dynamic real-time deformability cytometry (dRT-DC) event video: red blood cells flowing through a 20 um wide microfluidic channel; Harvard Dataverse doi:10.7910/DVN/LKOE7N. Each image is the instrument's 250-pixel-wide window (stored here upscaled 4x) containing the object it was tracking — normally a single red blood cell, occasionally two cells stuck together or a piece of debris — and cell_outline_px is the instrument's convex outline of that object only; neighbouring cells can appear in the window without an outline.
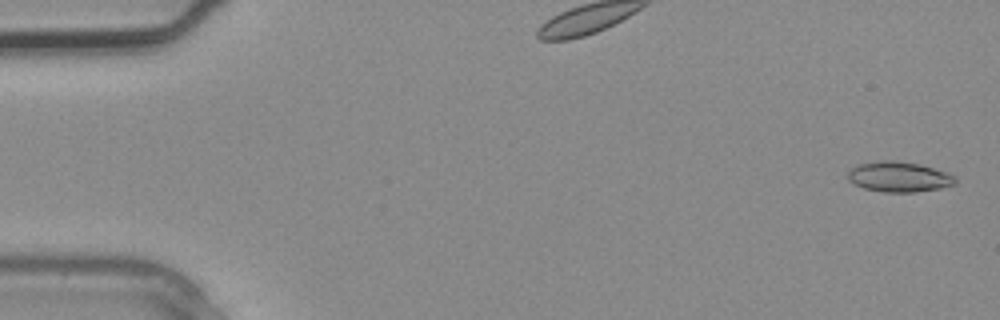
{"species": "common noctule bat (a hibernating species)", "species_latin": "Nyctalus noctula", "temperature_condition": "warm", "stored_images_in_passage": 3, "camera_frame_rate_fps": 3000, "um_per_image_px": 0.085, "animal": {"sex": "male", "body_mass_g": 20.4}, "frame": {"image": 1, "passage_image": 1, "time_ms": 0.0, "image_size_px": [1000, 320], "cell_outline_px": [[956, 184], [940, 188], [916, 192], [884, 192], [864, 188], [848, 180], [848, 172], [852, 168], [860, 164], [880, 160], [892, 160], [920, 164], [948, 172], [956, 176]], "centroid_in_image_um": [76.45, 15.03], "position_along_channel_um": 8.5, "area_um2": 18.96}}
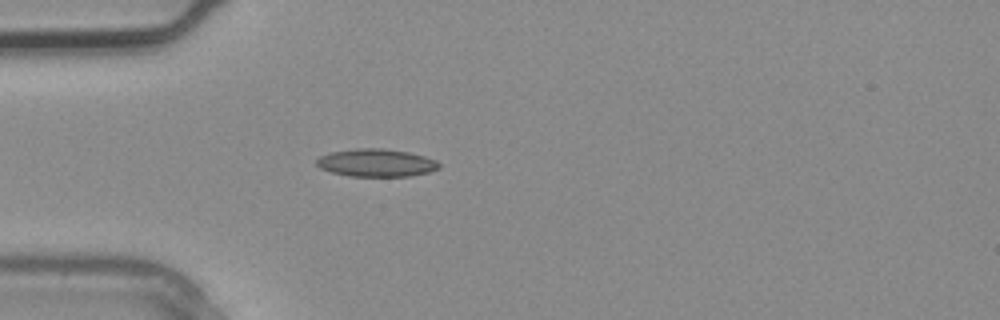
{"frame": {"image": 2, "passage_image": 3, "time_ms": 0.667, "image_size_px": [1000, 320], "cell_outline_px": [[440, 168], [428, 172], [412, 176], [348, 176], [332, 172], [320, 168], [316, 164], [316, 160], [320, 156], [332, 152], [356, 148], [380, 148], [408, 152], [424, 156], [436, 160], [440, 164]], "centroid_in_image_um": [31.99, 13.84], "position_along_channel_um": 53.0, "area_um2": 19.77}}